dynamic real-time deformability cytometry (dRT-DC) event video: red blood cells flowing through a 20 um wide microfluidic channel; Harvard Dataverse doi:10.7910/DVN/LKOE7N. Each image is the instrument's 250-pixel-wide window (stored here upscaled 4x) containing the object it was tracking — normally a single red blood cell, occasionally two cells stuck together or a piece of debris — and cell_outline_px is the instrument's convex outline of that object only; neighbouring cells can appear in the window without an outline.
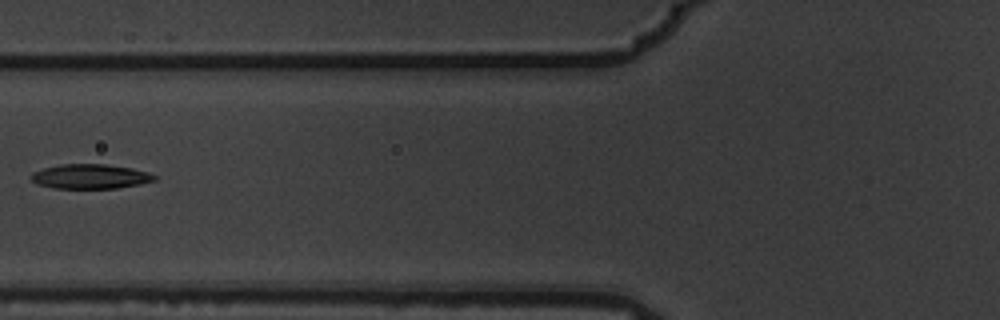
{"species": "common noctule bat (a hibernating species)", "species_latin": "Nyctalus noctula", "temperature_condition": "warm", "stored_images_in_passage": 7, "camera_frame_rate_fps": 3000, "um_per_image_px": 0.085, "animal": {"sex": "male", "body_mass_g": 19.5, "forearm_length_mm": 54.6}, "frame": {"image": 1, "passage_image": 6, "time_ms": 1.667, "image_size_px": [1000, 320], "cell_outline_px": [[156, 180], [140, 184], [116, 188], [52, 188], [40, 184], [32, 180], [28, 176], [32, 172], [44, 168], [60, 164], [104, 164], [132, 168], [148, 172], [156, 176]], "centroid_in_image_um": [7.66, 14.99], "position_along_channel_um": 118.1, "area_um2": 17.63}}
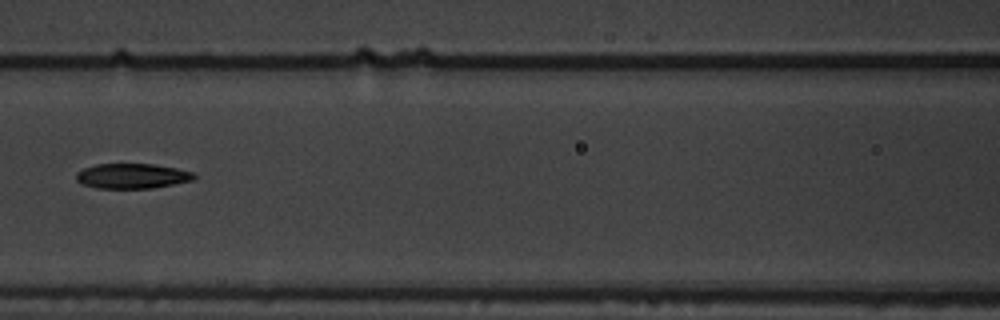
{"frame": {"image": 2, "passage_image": 7, "time_ms": 2.0, "image_size_px": [1000, 320], "cell_outline_px": [[196, 176], [192, 180], [152, 188], [96, 188], [80, 184], [76, 180], [76, 172], [84, 168], [96, 164], [152, 164], [176, 168], [192, 172]], "centroid_in_image_um": [11.17, 14.96], "position_along_channel_um": 155.4, "area_um2": 17.11}}